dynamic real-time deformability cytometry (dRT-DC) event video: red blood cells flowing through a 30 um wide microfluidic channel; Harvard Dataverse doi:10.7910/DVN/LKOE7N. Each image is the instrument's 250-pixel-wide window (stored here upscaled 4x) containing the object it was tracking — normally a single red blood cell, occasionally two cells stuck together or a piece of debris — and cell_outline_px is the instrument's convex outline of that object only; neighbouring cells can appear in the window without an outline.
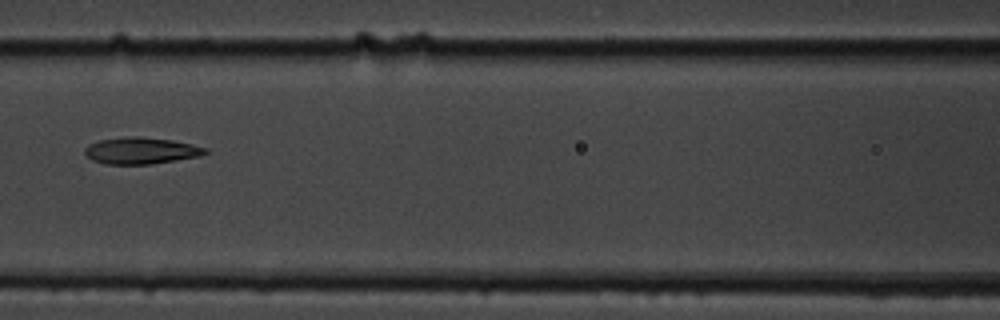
{"species": "common noctule bat (a hibernating species)", "species_latin": "Nyctalus noctula", "temperature_condition": "cold", "stored_images_in_passage": 4, "camera_frame_rate_fps": 3000, "um_per_image_px": 0.085, "animal": {"sex": "male", "body_mass_g": 19.5, "forearm_length_mm": 54.6}, "frame": {"image": 1, "passage_image": 4, "time_ms": 3.333, "image_size_px": [1000, 320], "cell_outline_px": [[208, 152], [200, 156], [152, 164], [104, 164], [92, 160], [84, 152], [84, 148], [88, 144], [100, 140], [132, 136], [140, 136], [168, 140], [192, 144], [208, 148]], "centroid_in_image_um": [11.98, 12.81], "position_along_channel_um": 154.6, "area_um2": 18.61}}